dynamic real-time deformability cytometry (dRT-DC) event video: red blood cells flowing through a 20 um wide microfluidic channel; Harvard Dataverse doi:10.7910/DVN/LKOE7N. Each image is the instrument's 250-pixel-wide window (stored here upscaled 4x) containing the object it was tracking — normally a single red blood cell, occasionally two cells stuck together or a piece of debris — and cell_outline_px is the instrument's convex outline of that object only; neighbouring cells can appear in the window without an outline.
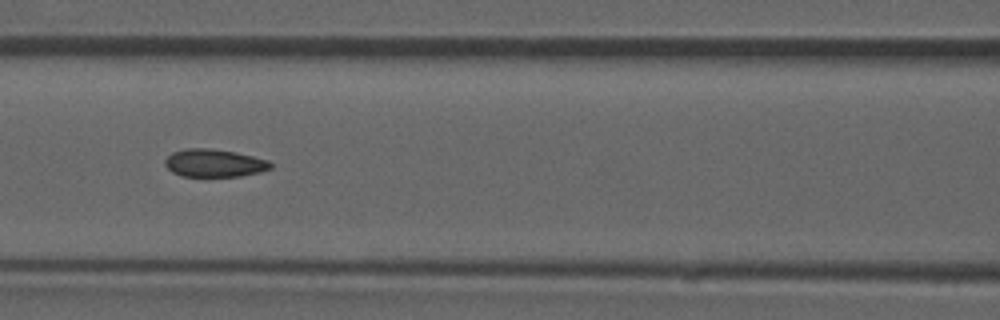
{"species": "common noctule bat (a hibernating species)", "species_latin": "Nyctalus noctula", "temperature_condition": "room temperature", "stored_images_in_passage": 52, "camera_frame_rate_fps": 3000, "um_per_image_px": 0.085, "animal": {"sex": "male", "forearm_length_mm": 52.5}, "frame": {"image": 1, "passage_image": 23, "time_ms": 7.333, "image_size_px": [1000, 320], "cell_outline_px": [[272, 168], [260, 172], [240, 176], [180, 176], [172, 172], [164, 164], [164, 160], [172, 152], [184, 148], [212, 148], [236, 152], [268, 160], [272, 164]], "centroid_in_image_um": [18.19, 13.85], "position_along_channel_um": 148.4, "area_um2": 17.22}, "authors_computed_cell_mechanics": {"area_um2": 17.4845, "velocity_mm_per_s": 3.9406, "shape_relaxation_time_tau1_ms": null, "shape_relaxation_time_tau2_ms": 1.8427, "deformation_change_tau1": null, "deformation_change_tau2": 0.0673}}